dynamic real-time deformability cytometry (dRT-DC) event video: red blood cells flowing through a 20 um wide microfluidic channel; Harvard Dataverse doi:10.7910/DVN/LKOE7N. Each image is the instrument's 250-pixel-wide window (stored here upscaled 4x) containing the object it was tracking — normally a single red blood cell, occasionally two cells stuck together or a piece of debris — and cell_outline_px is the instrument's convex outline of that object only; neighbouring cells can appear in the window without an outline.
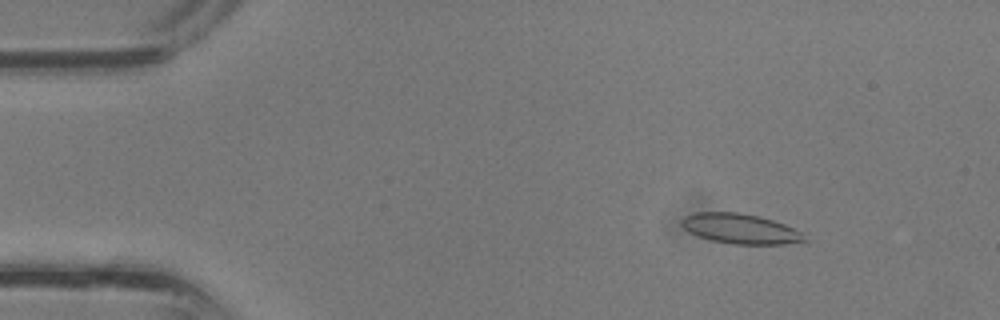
{"species": "common noctule bat (a hibernating species)", "species_latin": "Nyctalus noctula", "temperature_condition": "room temperature", "stored_images_in_passage": 38, "segment_of_instrument_passage": [1, 2], "camera_frame_rate_fps": 3000, "um_per_image_px": 0.085, "animal": {"sex": "male", "body_mass_g": 13.3}, "frame": {"image": 1, "passage_image": 5, "time_ms": 1.333, "image_size_px": [1000, 320], "cell_outline_px": [[808, 240], [784, 244], [732, 244], [712, 240], [688, 232], [680, 224], [680, 220], [684, 216], [692, 212], [740, 212], [760, 216], [784, 224], [800, 232]], "centroid_in_image_um": [62.87, 19.43], "position_along_channel_um": 22.1, "area_um2": 21.44}}
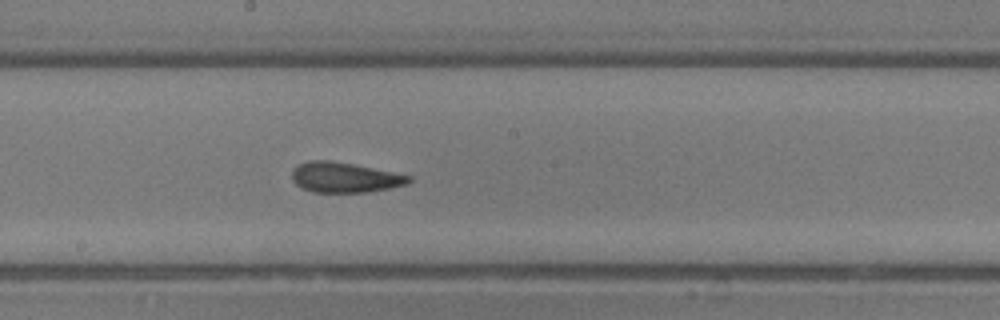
{"frame": {"image": 2, "passage_image": 20, "time_ms": 6.333, "image_size_px": [1000, 320], "cell_outline_px": [[412, 180], [408, 184], [368, 192], [312, 192], [296, 184], [292, 180], [292, 172], [300, 164], [312, 160], [328, 160], [352, 164], [412, 176]], "centroid_in_image_um": [29.31, 15.09], "position_along_channel_um": 218.9, "area_um2": 20.23}}
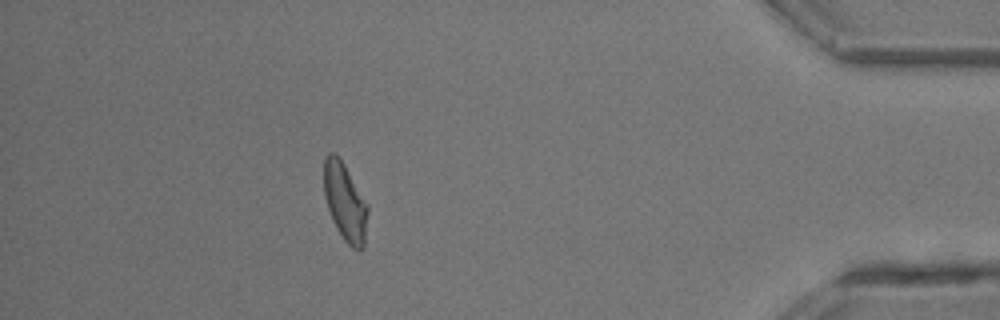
{"frame": {"image": 3, "passage_image": 33, "time_ms": 10.667, "image_size_px": [1000, 320], "cell_outline_px": [[368, 212], [364, 248], [360, 252], [356, 252], [344, 240], [336, 228], [332, 220], [324, 196], [324, 156], [328, 152], [332, 152], [344, 164], [368, 204]], "centroid_in_image_um": [29.34, 17.22], "position_along_channel_um": 405.9, "area_um2": 20.06}}